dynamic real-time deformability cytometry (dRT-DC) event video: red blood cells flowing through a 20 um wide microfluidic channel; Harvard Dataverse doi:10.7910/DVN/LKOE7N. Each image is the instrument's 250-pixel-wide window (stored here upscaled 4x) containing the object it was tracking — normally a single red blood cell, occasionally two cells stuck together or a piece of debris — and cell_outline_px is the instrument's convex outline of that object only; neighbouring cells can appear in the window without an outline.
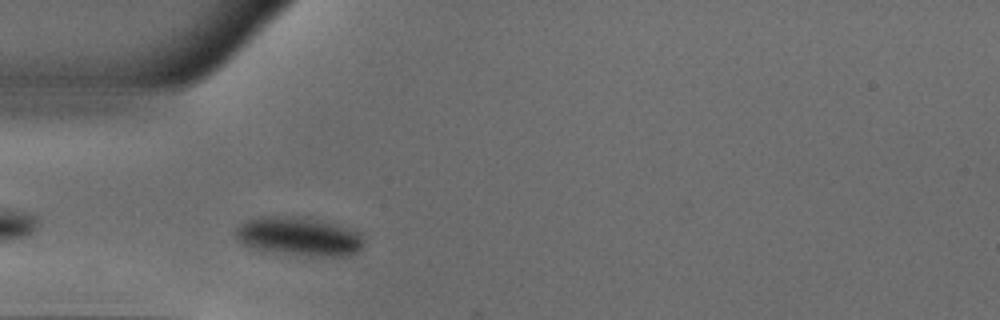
{"species": "common noctule bat (a hibernating species)", "species_latin": "Nyctalus noctula", "temperature_condition": "warm", "stored_images_in_passage": 7, "camera_frame_rate_fps": 3000, "um_per_image_px": 0.085, "animal": {"sex": "male", "body_mass_g": 18.8}, "frame": {"image": 1, "passage_image": 3, "time_ms": 0.667, "image_size_px": [1000, 320], "cell_outline_px": [[360, 252], [348, 256], [288, 256], [260, 252], [248, 248], [240, 244], [236, 240], [236, 228], [244, 220], [256, 216], [300, 216], [332, 224], [360, 232]], "centroid_in_image_um": [25.26, 20.14], "position_along_channel_um": 59.7, "area_um2": 29.77}}
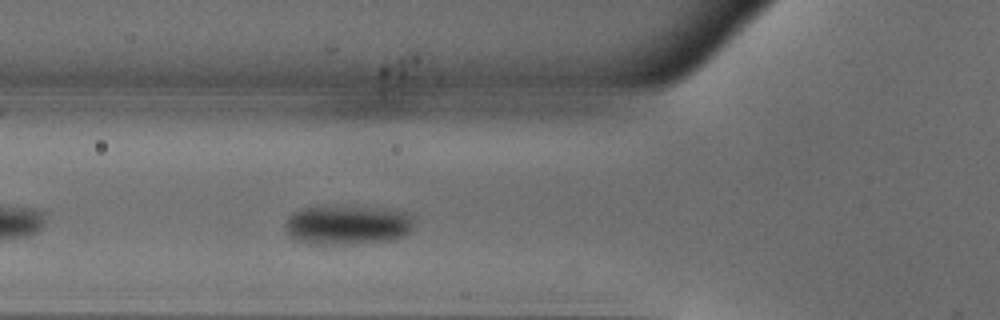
{"frame": {"image": 2, "passage_image": 6, "time_ms": 1.667, "image_size_px": [1000, 320], "cell_outline_px": [[416, 216], [412, 232], [408, 236], [400, 240], [384, 244], [336, 248], [312, 248], [292, 244], [288, 240], [284, 232], [284, 220], [292, 212], [300, 208], [316, 204], [324, 204], [396, 208], [408, 212]], "centroid_in_image_um": [29.48, 19.21], "position_along_channel_um": 96.3, "area_um2": 34.68}}